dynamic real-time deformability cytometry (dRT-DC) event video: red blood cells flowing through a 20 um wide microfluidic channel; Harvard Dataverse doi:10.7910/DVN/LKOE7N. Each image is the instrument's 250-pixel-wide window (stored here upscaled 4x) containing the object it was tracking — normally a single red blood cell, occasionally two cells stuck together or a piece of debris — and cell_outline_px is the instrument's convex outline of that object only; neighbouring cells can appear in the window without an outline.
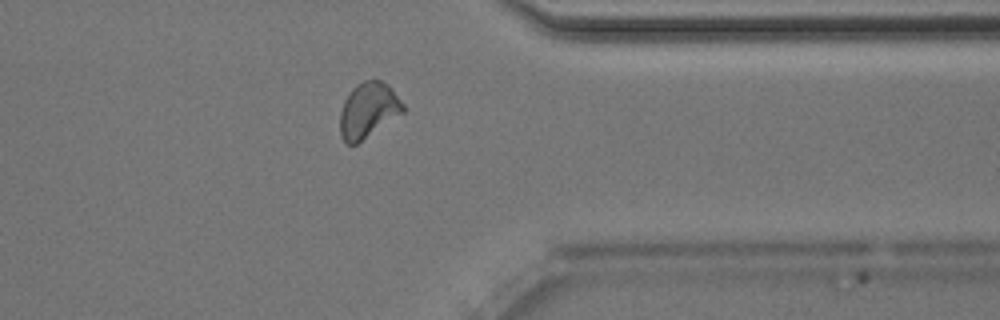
{"species": "Egyptian fruit bat (a non-hibernating species)", "species_latin": "Rousettus aegyptiacus", "temperature_condition": "room temperature", "stored_images_in_passage": 36, "camera_frame_rate_fps": 3000, "um_per_image_px": 0.085, "animal": {"sex": "male"}, "frame": {"image": 1, "passage_image": 26, "time_ms": 8.333, "image_size_px": [1000, 320], "cell_outline_px": [[404, 112], [356, 144], [348, 144], [340, 136], [340, 112], [344, 100], [348, 92], [356, 84], [364, 80], [380, 80], [392, 88], [404, 104]], "centroid_in_image_um": [31.29, 9.35], "position_along_channel_um": 380.1, "area_um2": 20.29}, "authors_computed_cell_mechanics": {"area_um2": 19.5075, "velocity_mm_per_s": 4.0068, "shape_relaxation_time_tau1_ms": 3.7884, "shape_relaxation_time_tau2_ms": 0.7897, "deformation_change_tau1": 0.1282, "deformation_change_tau2": 0.0744}}